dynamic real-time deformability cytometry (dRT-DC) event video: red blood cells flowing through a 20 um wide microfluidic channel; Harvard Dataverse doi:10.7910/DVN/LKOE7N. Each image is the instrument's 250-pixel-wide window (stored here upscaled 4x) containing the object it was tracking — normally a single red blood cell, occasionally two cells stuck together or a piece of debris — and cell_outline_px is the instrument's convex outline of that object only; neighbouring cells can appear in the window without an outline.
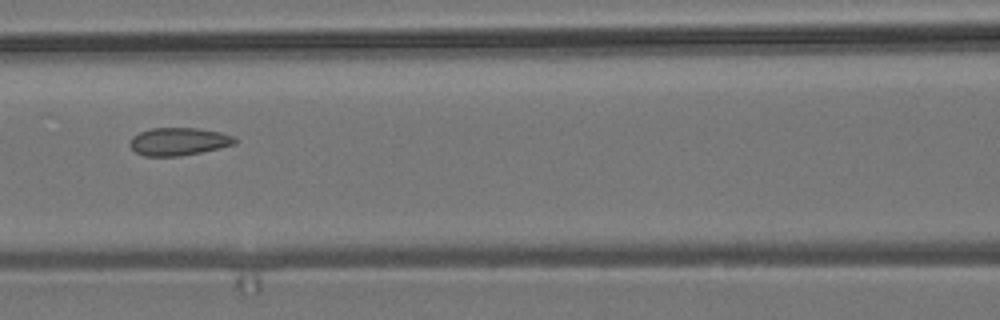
{"species": "common noctule bat (a hibernating species)", "species_latin": "Nyctalus noctula", "temperature_condition": "room temperature", "stored_images_in_passage": 8, "camera_frame_rate_fps": 3000, "um_per_image_px": 0.085, "animal": {"sex": "male", "body_mass_g": 19.2, "forearm_length_mm": 51.8}, "frame": {"image": 1, "passage_image": 6, "time_ms": 7.0, "image_size_px": [1000, 320], "cell_outline_px": [[240, 140], [236, 144], [220, 148], [180, 156], [144, 156], [136, 152], [128, 144], [132, 136], [140, 132], [152, 128], [196, 128], [220, 132], [232, 136]], "centroid_in_image_um": [15.19, 12.03], "position_along_channel_um": 151.4, "area_um2": 17.05}}
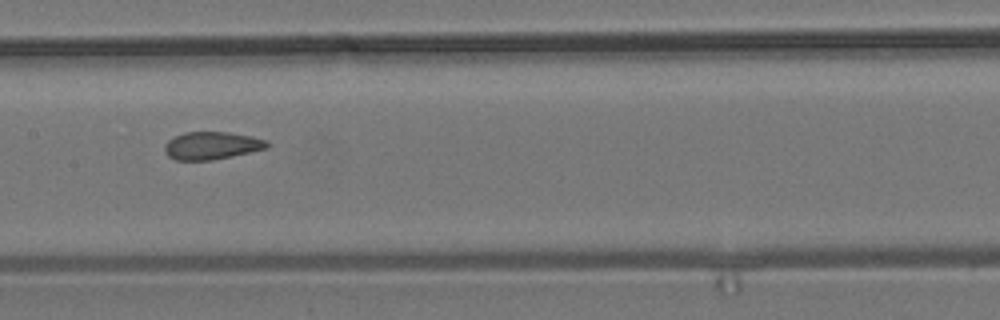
{"frame": {"image": 2, "passage_image": 7, "time_ms": 8.0, "image_size_px": [1000, 320], "cell_outline_px": [[272, 144], [268, 148], [232, 156], [212, 160], [176, 160], [168, 156], [164, 152], [164, 144], [168, 140], [184, 132], [228, 132], [252, 136], [268, 140]], "centroid_in_image_um": [18.02, 12.37], "position_along_channel_um": 189.4, "area_um2": 16.7}}
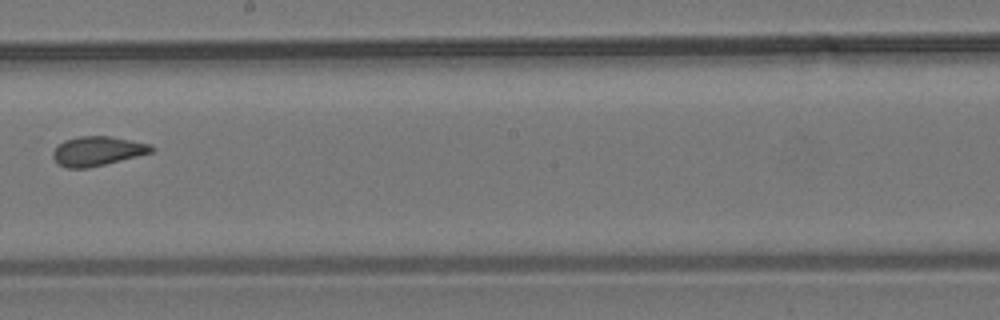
{"frame": {"image": 3, "passage_image": 8, "time_ms": 9.333, "image_size_px": [1000, 320], "cell_outline_px": [[156, 148], [152, 152], [88, 168], [68, 168], [56, 164], [52, 156], [52, 152], [64, 140], [80, 136], [108, 136], [132, 140], [152, 144]], "centroid_in_image_um": [8.27, 12.84], "position_along_channel_um": 239.9, "area_um2": 16.82}}